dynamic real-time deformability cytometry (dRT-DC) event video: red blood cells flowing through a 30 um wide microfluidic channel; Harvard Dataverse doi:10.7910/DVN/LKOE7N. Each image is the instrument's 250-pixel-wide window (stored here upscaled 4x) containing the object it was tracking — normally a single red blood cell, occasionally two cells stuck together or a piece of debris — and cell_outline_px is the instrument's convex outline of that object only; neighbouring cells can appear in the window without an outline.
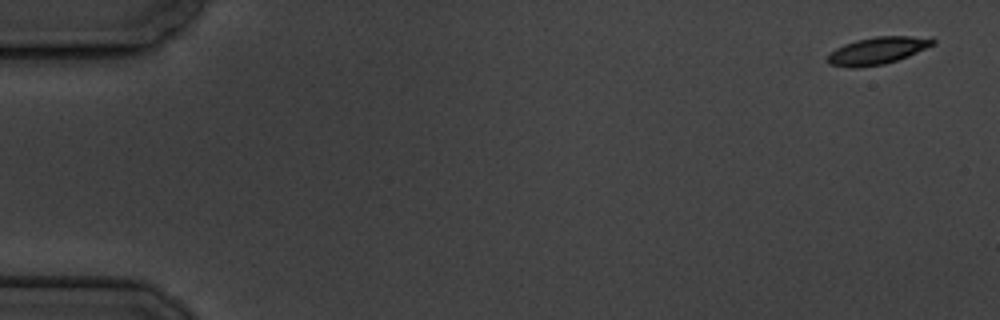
{"species": "common noctule bat (a hibernating species)", "species_latin": "Nyctalus noctula", "temperature_condition": "cold", "stored_images_in_passage": 3, "camera_frame_rate_fps": 3000, "um_per_image_px": 0.085, "animal": {"sex": "male", "body_mass_g": 19.5, "forearm_length_mm": 54.6}, "frame": {"image": 1, "passage_image": 1, "time_ms": 0.0, "image_size_px": [1000, 320], "cell_outline_px": [[936, 44], [908, 56], [884, 64], [852, 68], [848, 68], [828, 64], [828, 56], [836, 48], [844, 44], [856, 40], [876, 36], [932, 36], [936, 40]], "centroid_in_image_um": [74.64, 4.29], "position_along_channel_um": 10.4, "area_um2": 16.82}}